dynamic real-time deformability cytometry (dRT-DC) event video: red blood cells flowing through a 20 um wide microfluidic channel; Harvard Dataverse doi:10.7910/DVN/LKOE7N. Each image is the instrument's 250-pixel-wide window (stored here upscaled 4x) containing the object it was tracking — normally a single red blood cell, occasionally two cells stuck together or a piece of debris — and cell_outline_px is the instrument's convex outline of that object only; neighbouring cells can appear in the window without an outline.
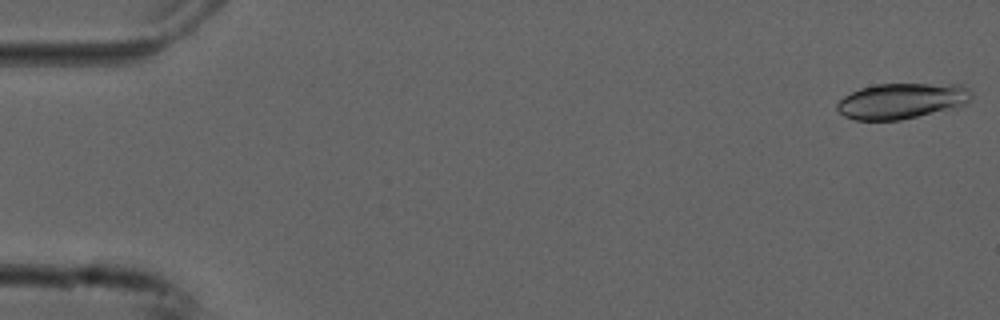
{"species": "common noctule bat (a hibernating species)", "species_latin": "Nyctalus noctula", "temperature_condition": "cold", "stored_images_in_passage": 54, "camera_frame_rate_fps": 3000, "um_per_image_px": 0.085, "animal": {"sex": "male", "forearm_length_mm": 52.5}, "frame": {"image": 1, "passage_image": 1, "time_ms": 0.0, "image_size_px": [1000, 320], "cell_outline_px": [[972, 96], [960, 108], [900, 120], [856, 120], [844, 116], [836, 108], [836, 104], [844, 96], [860, 88], [876, 84], [960, 84], [968, 88], [972, 92]], "centroid_in_image_um": [76.68, 8.58], "position_along_channel_um": 8.3, "area_um2": 28.21}}
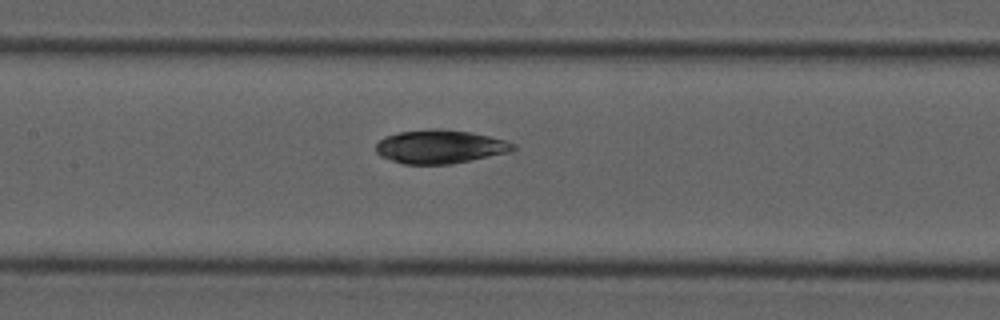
{"frame": {"image": 2, "passage_image": 25, "time_ms": 8.0, "image_size_px": [1000, 320], "cell_outline_px": [[516, 148], [512, 152], [448, 164], [404, 164], [380, 156], [376, 152], [376, 144], [384, 136], [400, 132], [432, 128], [440, 128], [472, 132], [508, 140], [516, 144]], "centroid_in_image_um": [37.44, 12.45], "position_along_channel_um": 170.0, "area_um2": 27.05}}
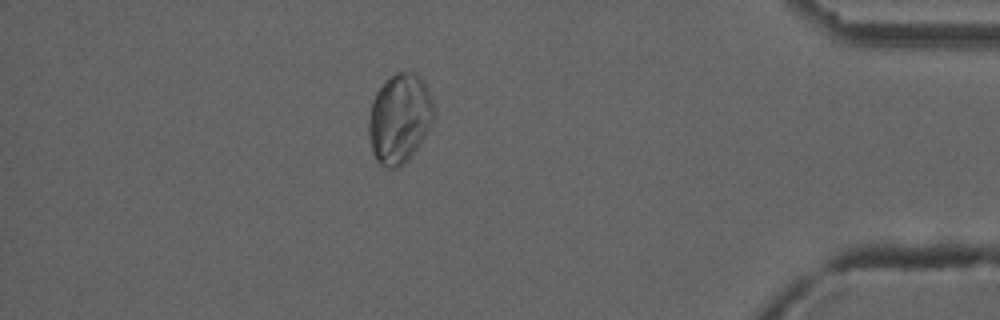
{"frame": {"image": 3, "passage_image": 47, "time_ms": 15.333, "image_size_px": [1000, 320], "cell_outline_px": [[432, 124], [408, 160], [404, 164], [396, 168], [384, 168], [376, 160], [372, 152], [368, 136], [368, 120], [372, 100], [376, 92], [396, 72], [412, 72], [420, 76], [424, 80], [428, 88], [432, 100]], "centroid_in_image_um": [33.93, 10.09], "position_along_channel_um": 401.3, "area_um2": 33.81}, "authors_computed_cell_mechanics": {"area_um2": 27.5128, "velocity_mm_per_s": 3.7331, "shape_relaxation_time_tau1_ms": 3.69, "shape_relaxation_time_tau2_ms": 3.6258, "deformation_change_tau1": 0.0756, "deformation_change_tau2": 0.0704}}